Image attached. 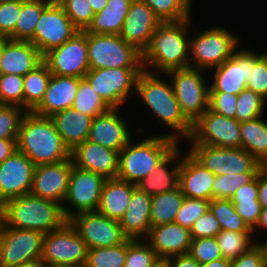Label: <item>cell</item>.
<instances>
[{"label": "cell", "mask_w": 267, "mask_h": 267, "mask_svg": "<svg viewBox=\"0 0 267 267\" xmlns=\"http://www.w3.org/2000/svg\"><path fill=\"white\" fill-rule=\"evenodd\" d=\"M190 34L191 18L161 22L142 53L143 69L166 74L171 70L190 67Z\"/></svg>", "instance_id": "2"}, {"label": "cell", "mask_w": 267, "mask_h": 267, "mask_svg": "<svg viewBox=\"0 0 267 267\" xmlns=\"http://www.w3.org/2000/svg\"><path fill=\"white\" fill-rule=\"evenodd\" d=\"M143 68L89 70L84 78L110 108H123L134 98L136 81Z\"/></svg>", "instance_id": "10"}, {"label": "cell", "mask_w": 267, "mask_h": 267, "mask_svg": "<svg viewBox=\"0 0 267 267\" xmlns=\"http://www.w3.org/2000/svg\"><path fill=\"white\" fill-rule=\"evenodd\" d=\"M90 70L115 68H143L142 53L120 35L88 32Z\"/></svg>", "instance_id": "8"}, {"label": "cell", "mask_w": 267, "mask_h": 267, "mask_svg": "<svg viewBox=\"0 0 267 267\" xmlns=\"http://www.w3.org/2000/svg\"><path fill=\"white\" fill-rule=\"evenodd\" d=\"M188 254L200 265L222 258L220 247L215 237L192 238Z\"/></svg>", "instance_id": "49"}, {"label": "cell", "mask_w": 267, "mask_h": 267, "mask_svg": "<svg viewBox=\"0 0 267 267\" xmlns=\"http://www.w3.org/2000/svg\"><path fill=\"white\" fill-rule=\"evenodd\" d=\"M153 267H171L167 259H159Z\"/></svg>", "instance_id": "65"}, {"label": "cell", "mask_w": 267, "mask_h": 267, "mask_svg": "<svg viewBox=\"0 0 267 267\" xmlns=\"http://www.w3.org/2000/svg\"><path fill=\"white\" fill-rule=\"evenodd\" d=\"M17 140L0 139V164L17 150Z\"/></svg>", "instance_id": "60"}, {"label": "cell", "mask_w": 267, "mask_h": 267, "mask_svg": "<svg viewBox=\"0 0 267 267\" xmlns=\"http://www.w3.org/2000/svg\"><path fill=\"white\" fill-rule=\"evenodd\" d=\"M72 159L57 163L36 165L30 193L63 204L72 171Z\"/></svg>", "instance_id": "21"}, {"label": "cell", "mask_w": 267, "mask_h": 267, "mask_svg": "<svg viewBox=\"0 0 267 267\" xmlns=\"http://www.w3.org/2000/svg\"><path fill=\"white\" fill-rule=\"evenodd\" d=\"M166 74L172 82L182 114L193 125L209 107L210 82L207 72L188 67Z\"/></svg>", "instance_id": "7"}, {"label": "cell", "mask_w": 267, "mask_h": 267, "mask_svg": "<svg viewBox=\"0 0 267 267\" xmlns=\"http://www.w3.org/2000/svg\"><path fill=\"white\" fill-rule=\"evenodd\" d=\"M16 267H48L41 259L26 262Z\"/></svg>", "instance_id": "64"}, {"label": "cell", "mask_w": 267, "mask_h": 267, "mask_svg": "<svg viewBox=\"0 0 267 267\" xmlns=\"http://www.w3.org/2000/svg\"><path fill=\"white\" fill-rule=\"evenodd\" d=\"M35 166L19 150L0 164V206L7 200L30 193Z\"/></svg>", "instance_id": "20"}, {"label": "cell", "mask_w": 267, "mask_h": 267, "mask_svg": "<svg viewBox=\"0 0 267 267\" xmlns=\"http://www.w3.org/2000/svg\"><path fill=\"white\" fill-rule=\"evenodd\" d=\"M44 233L8 227L0 219V267L41 259Z\"/></svg>", "instance_id": "13"}, {"label": "cell", "mask_w": 267, "mask_h": 267, "mask_svg": "<svg viewBox=\"0 0 267 267\" xmlns=\"http://www.w3.org/2000/svg\"><path fill=\"white\" fill-rule=\"evenodd\" d=\"M20 12L21 0H0V31L7 39L14 33Z\"/></svg>", "instance_id": "50"}, {"label": "cell", "mask_w": 267, "mask_h": 267, "mask_svg": "<svg viewBox=\"0 0 267 267\" xmlns=\"http://www.w3.org/2000/svg\"><path fill=\"white\" fill-rule=\"evenodd\" d=\"M0 105L24 108V76L0 75Z\"/></svg>", "instance_id": "45"}, {"label": "cell", "mask_w": 267, "mask_h": 267, "mask_svg": "<svg viewBox=\"0 0 267 267\" xmlns=\"http://www.w3.org/2000/svg\"><path fill=\"white\" fill-rule=\"evenodd\" d=\"M210 201L185 197L174 222L190 230L194 222L209 209Z\"/></svg>", "instance_id": "48"}, {"label": "cell", "mask_w": 267, "mask_h": 267, "mask_svg": "<svg viewBox=\"0 0 267 267\" xmlns=\"http://www.w3.org/2000/svg\"><path fill=\"white\" fill-rule=\"evenodd\" d=\"M57 132L61 135L64 145L71 152L76 146L88 140L93 117L68 108L51 116Z\"/></svg>", "instance_id": "30"}, {"label": "cell", "mask_w": 267, "mask_h": 267, "mask_svg": "<svg viewBox=\"0 0 267 267\" xmlns=\"http://www.w3.org/2000/svg\"><path fill=\"white\" fill-rule=\"evenodd\" d=\"M51 74L84 78L90 70L88 32L78 31L61 46L43 56Z\"/></svg>", "instance_id": "15"}, {"label": "cell", "mask_w": 267, "mask_h": 267, "mask_svg": "<svg viewBox=\"0 0 267 267\" xmlns=\"http://www.w3.org/2000/svg\"><path fill=\"white\" fill-rule=\"evenodd\" d=\"M72 108L77 112L84 113L93 118L110 109V107L92 89L91 85L85 78L80 80Z\"/></svg>", "instance_id": "40"}, {"label": "cell", "mask_w": 267, "mask_h": 267, "mask_svg": "<svg viewBox=\"0 0 267 267\" xmlns=\"http://www.w3.org/2000/svg\"><path fill=\"white\" fill-rule=\"evenodd\" d=\"M48 66L42 62L24 76V109L33 111L43 100L51 77Z\"/></svg>", "instance_id": "36"}, {"label": "cell", "mask_w": 267, "mask_h": 267, "mask_svg": "<svg viewBox=\"0 0 267 267\" xmlns=\"http://www.w3.org/2000/svg\"><path fill=\"white\" fill-rule=\"evenodd\" d=\"M229 267H264L263 254L256 243L237 259L230 261Z\"/></svg>", "instance_id": "55"}, {"label": "cell", "mask_w": 267, "mask_h": 267, "mask_svg": "<svg viewBox=\"0 0 267 267\" xmlns=\"http://www.w3.org/2000/svg\"><path fill=\"white\" fill-rule=\"evenodd\" d=\"M0 219L11 228L49 233L61 228L68 219L62 204L31 193L7 200L0 206Z\"/></svg>", "instance_id": "5"}, {"label": "cell", "mask_w": 267, "mask_h": 267, "mask_svg": "<svg viewBox=\"0 0 267 267\" xmlns=\"http://www.w3.org/2000/svg\"><path fill=\"white\" fill-rule=\"evenodd\" d=\"M81 79L52 74L44 98L33 112L41 116L51 117L56 112L71 108Z\"/></svg>", "instance_id": "28"}, {"label": "cell", "mask_w": 267, "mask_h": 267, "mask_svg": "<svg viewBox=\"0 0 267 267\" xmlns=\"http://www.w3.org/2000/svg\"><path fill=\"white\" fill-rule=\"evenodd\" d=\"M258 200L262 207L267 206V166L258 174Z\"/></svg>", "instance_id": "57"}, {"label": "cell", "mask_w": 267, "mask_h": 267, "mask_svg": "<svg viewBox=\"0 0 267 267\" xmlns=\"http://www.w3.org/2000/svg\"><path fill=\"white\" fill-rule=\"evenodd\" d=\"M215 175L197 161L188 151L182 154L179 187L185 197L212 200Z\"/></svg>", "instance_id": "27"}, {"label": "cell", "mask_w": 267, "mask_h": 267, "mask_svg": "<svg viewBox=\"0 0 267 267\" xmlns=\"http://www.w3.org/2000/svg\"><path fill=\"white\" fill-rule=\"evenodd\" d=\"M122 110L124 108H110L107 112L94 117L88 140L120 152L133 137L137 136L140 139L141 133L137 131L134 133L128 116H123L126 112L122 113Z\"/></svg>", "instance_id": "19"}, {"label": "cell", "mask_w": 267, "mask_h": 267, "mask_svg": "<svg viewBox=\"0 0 267 267\" xmlns=\"http://www.w3.org/2000/svg\"><path fill=\"white\" fill-rule=\"evenodd\" d=\"M238 95L209 92L208 109L227 118H236Z\"/></svg>", "instance_id": "51"}, {"label": "cell", "mask_w": 267, "mask_h": 267, "mask_svg": "<svg viewBox=\"0 0 267 267\" xmlns=\"http://www.w3.org/2000/svg\"><path fill=\"white\" fill-rule=\"evenodd\" d=\"M253 231V236H254V239L255 241H261L262 238L265 237V235L267 236V206L266 207H262V211H261V214H260V218H259V221L258 223L256 224L255 228L252 230ZM259 231V232H258ZM264 234H260V233H263ZM262 235V236H260ZM260 237V239H259ZM267 238V237H265Z\"/></svg>", "instance_id": "59"}, {"label": "cell", "mask_w": 267, "mask_h": 267, "mask_svg": "<svg viewBox=\"0 0 267 267\" xmlns=\"http://www.w3.org/2000/svg\"><path fill=\"white\" fill-rule=\"evenodd\" d=\"M230 200H258V175L252 182L237 189Z\"/></svg>", "instance_id": "56"}, {"label": "cell", "mask_w": 267, "mask_h": 267, "mask_svg": "<svg viewBox=\"0 0 267 267\" xmlns=\"http://www.w3.org/2000/svg\"><path fill=\"white\" fill-rule=\"evenodd\" d=\"M52 0H21V12L14 33L8 38L15 41H31L43 9Z\"/></svg>", "instance_id": "35"}, {"label": "cell", "mask_w": 267, "mask_h": 267, "mask_svg": "<svg viewBox=\"0 0 267 267\" xmlns=\"http://www.w3.org/2000/svg\"><path fill=\"white\" fill-rule=\"evenodd\" d=\"M7 38L3 35V33L0 31V43H3Z\"/></svg>", "instance_id": "66"}, {"label": "cell", "mask_w": 267, "mask_h": 267, "mask_svg": "<svg viewBox=\"0 0 267 267\" xmlns=\"http://www.w3.org/2000/svg\"><path fill=\"white\" fill-rule=\"evenodd\" d=\"M187 141L188 144L241 148L240 122L207 109L192 125V132Z\"/></svg>", "instance_id": "17"}, {"label": "cell", "mask_w": 267, "mask_h": 267, "mask_svg": "<svg viewBox=\"0 0 267 267\" xmlns=\"http://www.w3.org/2000/svg\"><path fill=\"white\" fill-rule=\"evenodd\" d=\"M222 258L233 261L256 244L253 232H232L221 230L215 237Z\"/></svg>", "instance_id": "38"}, {"label": "cell", "mask_w": 267, "mask_h": 267, "mask_svg": "<svg viewBox=\"0 0 267 267\" xmlns=\"http://www.w3.org/2000/svg\"><path fill=\"white\" fill-rule=\"evenodd\" d=\"M236 212L243 218L248 227L253 230L259 221L262 205L259 200H231Z\"/></svg>", "instance_id": "54"}, {"label": "cell", "mask_w": 267, "mask_h": 267, "mask_svg": "<svg viewBox=\"0 0 267 267\" xmlns=\"http://www.w3.org/2000/svg\"><path fill=\"white\" fill-rule=\"evenodd\" d=\"M183 145L178 143L136 187L151 196L175 190L179 186L182 154L186 149Z\"/></svg>", "instance_id": "24"}, {"label": "cell", "mask_w": 267, "mask_h": 267, "mask_svg": "<svg viewBox=\"0 0 267 267\" xmlns=\"http://www.w3.org/2000/svg\"><path fill=\"white\" fill-rule=\"evenodd\" d=\"M127 255V240L113 247L88 249L84 267H124Z\"/></svg>", "instance_id": "41"}, {"label": "cell", "mask_w": 267, "mask_h": 267, "mask_svg": "<svg viewBox=\"0 0 267 267\" xmlns=\"http://www.w3.org/2000/svg\"><path fill=\"white\" fill-rule=\"evenodd\" d=\"M144 240L160 259H167L188 253L192 236L188 228L172 222L151 227Z\"/></svg>", "instance_id": "26"}, {"label": "cell", "mask_w": 267, "mask_h": 267, "mask_svg": "<svg viewBox=\"0 0 267 267\" xmlns=\"http://www.w3.org/2000/svg\"><path fill=\"white\" fill-rule=\"evenodd\" d=\"M135 184L118 178L106 179L98 212L110 219L120 220L128 208Z\"/></svg>", "instance_id": "31"}, {"label": "cell", "mask_w": 267, "mask_h": 267, "mask_svg": "<svg viewBox=\"0 0 267 267\" xmlns=\"http://www.w3.org/2000/svg\"><path fill=\"white\" fill-rule=\"evenodd\" d=\"M188 145H185L187 151L215 176L259 173L264 167L262 163L242 148H223L205 144Z\"/></svg>", "instance_id": "9"}, {"label": "cell", "mask_w": 267, "mask_h": 267, "mask_svg": "<svg viewBox=\"0 0 267 267\" xmlns=\"http://www.w3.org/2000/svg\"><path fill=\"white\" fill-rule=\"evenodd\" d=\"M151 197L138 187L133 189L128 208L119 220L123 233L129 239H145L148 236L151 229Z\"/></svg>", "instance_id": "29"}, {"label": "cell", "mask_w": 267, "mask_h": 267, "mask_svg": "<svg viewBox=\"0 0 267 267\" xmlns=\"http://www.w3.org/2000/svg\"><path fill=\"white\" fill-rule=\"evenodd\" d=\"M27 111L15 105H0V139L17 140L20 124Z\"/></svg>", "instance_id": "47"}, {"label": "cell", "mask_w": 267, "mask_h": 267, "mask_svg": "<svg viewBox=\"0 0 267 267\" xmlns=\"http://www.w3.org/2000/svg\"><path fill=\"white\" fill-rule=\"evenodd\" d=\"M79 30L72 24L61 5L52 0L44 9L30 41L44 56L69 40Z\"/></svg>", "instance_id": "18"}, {"label": "cell", "mask_w": 267, "mask_h": 267, "mask_svg": "<svg viewBox=\"0 0 267 267\" xmlns=\"http://www.w3.org/2000/svg\"><path fill=\"white\" fill-rule=\"evenodd\" d=\"M160 23L161 21L144 1L133 0L119 35L143 53Z\"/></svg>", "instance_id": "22"}, {"label": "cell", "mask_w": 267, "mask_h": 267, "mask_svg": "<svg viewBox=\"0 0 267 267\" xmlns=\"http://www.w3.org/2000/svg\"><path fill=\"white\" fill-rule=\"evenodd\" d=\"M220 231L219 222L210 209L199 217L190 229L192 238H212Z\"/></svg>", "instance_id": "53"}, {"label": "cell", "mask_w": 267, "mask_h": 267, "mask_svg": "<svg viewBox=\"0 0 267 267\" xmlns=\"http://www.w3.org/2000/svg\"><path fill=\"white\" fill-rule=\"evenodd\" d=\"M133 0H108L105 8L93 16L85 30L95 34L119 35Z\"/></svg>", "instance_id": "32"}, {"label": "cell", "mask_w": 267, "mask_h": 267, "mask_svg": "<svg viewBox=\"0 0 267 267\" xmlns=\"http://www.w3.org/2000/svg\"><path fill=\"white\" fill-rule=\"evenodd\" d=\"M256 243L259 245L262 251L264 267H267V238L257 241Z\"/></svg>", "instance_id": "63"}, {"label": "cell", "mask_w": 267, "mask_h": 267, "mask_svg": "<svg viewBox=\"0 0 267 267\" xmlns=\"http://www.w3.org/2000/svg\"><path fill=\"white\" fill-rule=\"evenodd\" d=\"M184 198L179 186L175 190L153 195L150 210L151 227L174 222Z\"/></svg>", "instance_id": "34"}, {"label": "cell", "mask_w": 267, "mask_h": 267, "mask_svg": "<svg viewBox=\"0 0 267 267\" xmlns=\"http://www.w3.org/2000/svg\"><path fill=\"white\" fill-rule=\"evenodd\" d=\"M267 101L249 89H244L237 100L236 120L248 121L267 114Z\"/></svg>", "instance_id": "43"}, {"label": "cell", "mask_w": 267, "mask_h": 267, "mask_svg": "<svg viewBox=\"0 0 267 267\" xmlns=\"http://www.w3.org/2000/svg\"><path fill=\"white\" fill-rule=\"evenodd\" d=\"M230 261L220 258L209 263L202 264L200 267H229Z\"/></svg>", "instance_id": "61"}, {"label": "cell", "mask_w": 267, "mask_h": 267, "mask_svg": "<svg viewBox=\"0 0 267 267\" xmlns=\"http://www.w3.org/2000/svg\"><path fill=\"white\" fill-rule=\"evenodd\" d=\"M53 267H73V266H53Z\"/></svg>", "instance_id": "67"}, {"label": "cell", "mask_w": 267, "mask_h": 267, "mask_svg": "<svg viewBox=\"0 0 267 267\" xmlns=\"http://www.w3.org/2000/svg\"><path fill=\"white\" fill-rule=\"evenodd\" d=\"M209 209L219 222L221 230L232 232H253L236 212L230 199H212Z\"/></svg>", "instance_id": "39"}, {"label": "cell", "mask_w": 267, "mask_h": 267, "mask_svg": "<svg viewBox=\"0 0 267 267\" xmlns=\"http://www.w3.org/2000/svg\"><path fill=\"white\" fill-rule=\"evenodd\" d=\"M161 22H178L194 15L195 0H142ZM193 9V10H192ZM193 14V15H192Z\"/></svg>", "instance_id": "37"}, {"label": "cell", "mask_w": 267, "mask_h": 267, "mask_svg": "<svg viewBox=\"0 0 267 267\" xmlns=\"http://www.w3.org/2000/svg\"><path fill=\"white\" fill-rule=\"evenodd\" d=\"M43 62V56L29 41L6 39L0 46V75L25 76Z\"/></svg>", "instance_id": "25"}, {"label": "cell", "mask_w": 267, "mask_h": 267, "mask_svg": "<svg viewBox=\"0 0 267 267\" xmlns=\"http://www.w3.org/2000/svg\"><path fill=\"white\" fill-rule=\"evenodd\" d=\"M171 267H200L201 265L188 253L167 258Z\"/></svg>", "instance_id": "58"}, {"label": "cell", "mask_w": 267, "mask_h": 267, "mask_svg": "<svg viewBox=\"0 0 267 267\" xmlns=\"http://www.w3.org/2000/svg\"><path fill=\"white\" fill-rule=\"evenodd\" d=\"M70 157L73 165L78 168L100 174L106 179L117 178L119 162L117 151L86 140L70 152Z\"/></svg>", "instance_id": "23"}, {"label": "cell", "mask_w": 267, "mask_h": 267, "mask_svg": "<svg viewBox=\"0 0 267 267\" xmlns=\"http://www.w3.org/2000/svg\"><path fill=\"white\" fill-rule=\"evenodd\" d=\"M68 221L86 243L88 249L113 247L128 239L118 220L110 219L98 211L80 212Z\"/></svg>", "instance_id": "16"}, {"label": "cell", "mask_w": 267, "mask_h": 267, "mask_svg": "<svg viewBox=\"0 0 267 267\" xmlns=\"http://www.w3.org/2000/svg\"><path fill=\"white\" fill-rule=\"evenodd\" d=\"M17 150L35 165L57 163L70 158L51 117L27 111L22 118L17 138Z\"/></svg>", "instance_id": "3"}, {"label": "cell", "mask_w": 267, "mask_h": 267, "mask_svg": "<svg viewBox=\"0 0 267 267\" xmlns=\"http://www.w3.org/2000/svg\"><path fill=\"white\" fill-rule=\"evenodd\" d=\"M246 48L240 46L230 58L208 72L210 92L239 95L246 89V82L250 78L255 62L265 53V50L260 53L256 48L255 50Z\"/></svg>", "instance_id": "12"}, {"label": "cell", "mask_w": 267, "mask_h": 267, "mask_svg": "<svg viewBox=\"0 0 267 267\" xmlns=\"http://www.w3.org/2000/svg\"><path fill=\"white\" fill-rule=\"evenodd\" d=\"M267 115L240 122L241 148L267 166Z\"/></svg>", "instance_id": "33"}, {"label": "cell", "mask_w": 267, "mask_h": 267, "mask_svg": "<svg viewBox=\"0 0 267 267\" xmlns=\"http://www.w3.org/2000/svg\"><path fill=\"white\" fill-rule=\"evenodd\" d=\"M138 125L134 131L142 133L143 138L139 140L133 137L119 152L117 174L118 179L135 185L151 173L178 144L174 139L160 135L158 132L146 136L144 131L146 126H140L139 122Z\"/></svg>", "instance_id": "4"}, {"label": "cell", "mask_w": 267, "mask_h": 267, "mask_svg": "<svg viewBox=\"0 0 267 267\" xmlns=\"http://www.w3.org/2000/svg\"><path fill=\"white\" fill-rule=\"evenodd\" d=\"M107 1L108 0H89L90 6L94 14L103 10L107 4Z\"/></svg>", "instance_id": "62"}, {"label": "cell", "mask_w": 267, "mask_h": 267, "mask_svg": "<svg viewBox=\"0 0 267 267\" xmlns=\"http://www.w3.org/2000/svg\"><path fill=\"white\" fill-rule=\"evenodd\" d=\"M259 173L223 174L215 176L212 199H231L242 185L252 182Z\"/></svg>", "instance_id": "42"}, {"label": "cell", "mask_w": 267, "mask_h": 267, "mask_svg": "<svg viewBox=\"0 0 267 267\" xmlns=\"http://www.w3.org/2000/svg\"><path fill=\"white\" fill-rule=\"evenodd\" d=\"M88 248L67 221L61 228L44 235L41 260L48 266L84 267Z\"/></svg>", "instance_id": "11"}, {"label": "cell", "mask_w": 267, "mask_h": 267, "mask_svg": "<svg viewBox=\"0 0 267 267\" xmlns=\"http://www.w3.org/2000/svg\"><path fill=\"white\" fill-rule=\"evenodd\" d=\"M159 257L144 239H127L124 267H153Z\"/></svg>", "instance_id": "44"}, {"label": "cell", "mask_w": 267, "mask_h": 267, "mask_svg": "<svg viewBox=\"0 0 267 267\" xmlns=\"http://www.w3.org/2000/svg\"><path fill=\"white\" fill-rule=\"evenodd\" d=\"M194 16L191 17V34L190 36V67L201 69L209 72L211 69L218 67L225 60L230 58L233 53L240 47L241 35L228 29V27L219 25H209L205 29L199 28L201 23L196 22L195 28L193 23ZM199 29L202 31H194ZM193 31V34H192ZM196 32V33H194ZM240 35V36H239Z\"/></svg>", "instance_id": "6"}, {"label": "cell", "mask_w": 267, "mask_h": 267, "mask_svg": "<svg viewBox=\"0 0 267 267\" xmlns=\"http://www.w3.org/2000/svg\"><path fill=\"white\" fill-rule=\"evenodd\" d=\"M134 98H139L138 101L142 102L139 106L148 108L145 112L149 111L151 116L157 118L158 126L162 124L164 131L167 129L166 133L159 130L160 135L170 137L178 143L187 142L192 132V124L182 114L167 74L143 70L136 81Z\"/></svg>", "instance_id": "1"}, {"label": "cell", "mask_w": 267, "mask_h": 267, "mask_svg": "<svg viewBox=\"0 0 267 267\" xmlns=\"http://www.w3.org/2000/svg\"><path fill=\"white\" fill-rule=\"evenodd\" d=\"M67 16L72 21V24L79 30H86L92 23L95 15L89 0H56Z\"/></svg>", "instance_id": "46"}, {"label": "cell", "mask_w": 267, "mask_h": 267, "mask_svg": "<svg viewBox=\"0 0 267 267\" xmlns=\"http://www.w3.org/2000/svg\"><path fill=\"white\" fill-rule=\"evenodd\" d=\"M246 88L267 101V51L255 62Z\"/></svg>", "instance_id": "52"}, {"label": "cell", "mask_w": 267, "mask_h": 267, "mask_svg": "<svg viewBox=\"0 0 267 267\" xmlns=\"http://www.w3.org/2000/svg\"><path fill=\"white\" fill-rule=\"evenodd\" d=\"M106 178L72 165L68 191L62 204L67 219L80 212L97 211Z\"/></svg>", "instance_id": "14"}]
</instances>
